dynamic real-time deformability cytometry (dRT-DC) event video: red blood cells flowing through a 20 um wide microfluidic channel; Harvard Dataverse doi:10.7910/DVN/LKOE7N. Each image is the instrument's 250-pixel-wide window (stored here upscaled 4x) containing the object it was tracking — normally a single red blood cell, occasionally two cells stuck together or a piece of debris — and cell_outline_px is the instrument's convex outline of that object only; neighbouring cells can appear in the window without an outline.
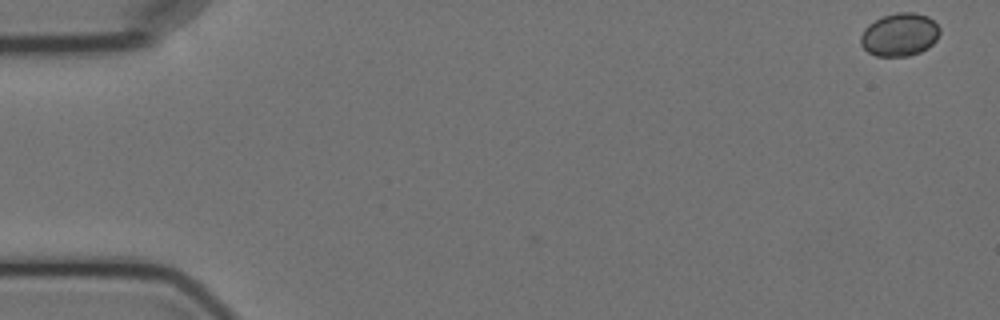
{"species": "Egyptian fruit bat (a non-hibernating species)", "species_latin": "Rousettus aegyptiacus", "temperature_condition": "cold", "stored_images_in_passage": 4, "camera_frame_rate_fps": 3000, "um_per_image_px": 0.085, "animal": {"sex": "female"}, "frame": {"image": 1, "passage_image": 1, "time_ms": 0.0, "image_size_px": [1000, 320], "cell_outline_px": [[940, 32], [936, 40], [928, 48], [920, 52], [908, 56], [876, 56], [868, 52], [860, 44], [860, 36], [864, 28], [868, 24], [884, 16], [896, 12], [916, 12], [928, 16], [940, 28]], "centroid_in_image_um": [76.46, 2.94], "position_along_channel_um": 8.5, "area_um2": 19.94}}
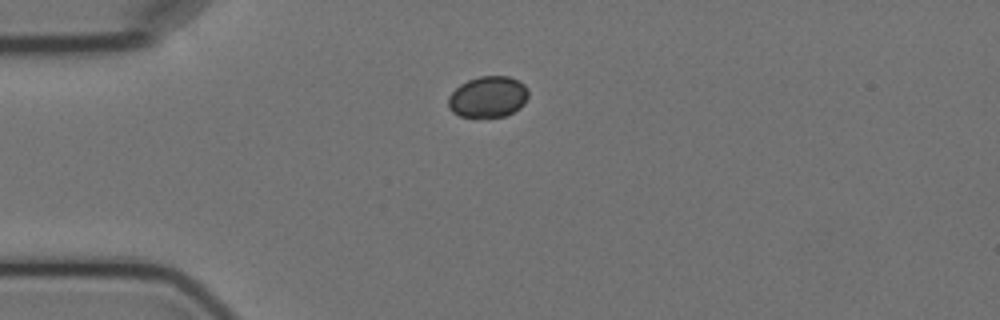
{"frame": {"image": 2, "passage_image": 4, "time_ms": 4.333, "image_size_px": [1000, 320], "cell_outline_px": [[528, 96], [524, 104], [520, 108], [504, 116], [460, 116], [452, 112], [448, 108], [448, 96], [460, 84], [468, 80], [480, 76], [508, 76], [520, 80], [528, 88]], "centroid_in_image_um": [41.49, 8.21], "position_along_channel_um": 43.5, "area_um2": 19.25}}